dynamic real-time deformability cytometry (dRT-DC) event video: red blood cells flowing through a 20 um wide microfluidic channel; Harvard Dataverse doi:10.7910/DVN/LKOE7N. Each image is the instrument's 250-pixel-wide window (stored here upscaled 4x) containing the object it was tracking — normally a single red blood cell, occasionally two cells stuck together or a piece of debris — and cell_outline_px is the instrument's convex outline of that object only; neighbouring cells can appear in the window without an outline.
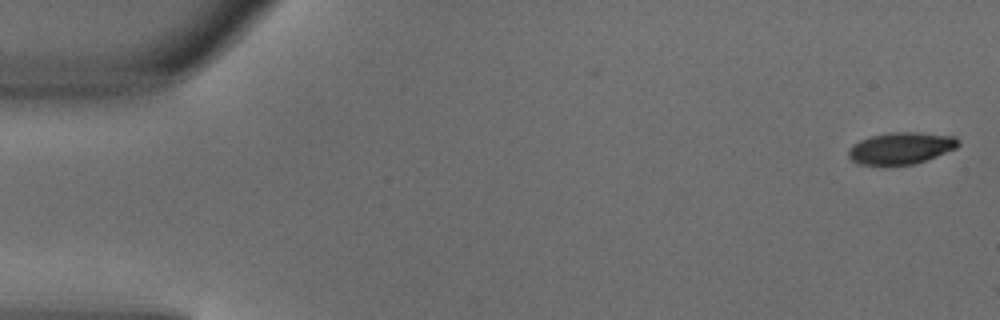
{"species": "common noctule bat (a hibernating species)", "species_latin": "Nyctalus noctula", "temperature_condition": "warm", "stored_images_in_passage": 2, "camera_frame_rate_fps": 3000, "um_per_image_px": 0.085, "animal": {"sex": "male", "body_mass_g": 18.8}, "frame": {"image": 1, "passage_image": 1, "time_ms": 0.0, "image_size_px": [1000, 320], "cell_outline_px": [[960, 144], [956, 148], [924, 160], [912, 164], [860, 164], [852, 160], [848, 156], [848, 152], [852, 144], [860, 140], [872, 136], [888, 132], [916, 132], [956, 136], [960, 140]], "centroid_in_image_um": [76.59, 12.57], "position_along_channel_um": 8.4, "area_um2": 20.06}}